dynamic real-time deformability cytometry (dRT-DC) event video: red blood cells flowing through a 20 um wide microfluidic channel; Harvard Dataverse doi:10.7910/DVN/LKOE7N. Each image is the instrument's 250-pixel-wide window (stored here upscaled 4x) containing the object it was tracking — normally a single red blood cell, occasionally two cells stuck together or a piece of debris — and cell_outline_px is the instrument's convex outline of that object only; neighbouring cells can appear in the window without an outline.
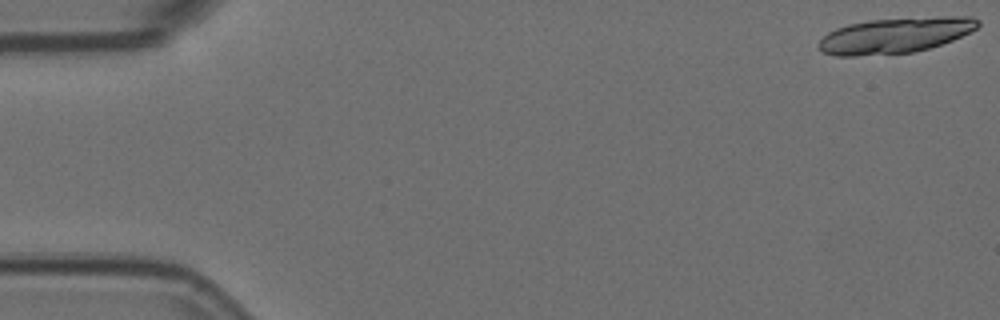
{"species": "Egyptian fruit bat (a non-hibernating species)", "species_latin": "Rousettus aegyptiacus", "temperature_condition": "room temperature", "stored_images_in_passage": 20, "camera_frame_rate_fps": 3000, "um_per_image_px": 0.085, "animal": {"sex": "female"}, "frame": {"image": 1, "passage_image": 1, "time_ms": 0.0, "image_size_px": [1000, 320], "cell_outline_px": [[980, 24], [976, 28], [952, 40], [928, 48], [912, 52], [856, 56], [836, 56], [820, 52], [816, 48], [816, 44], [828, 32], [836, 28], [848, 24], [868, 20], [940, 16], [972, 16], [980, 20]], "centroid_in_image_um": [76.03, 3.0], "position_along_channel_um": 9.0, "area_um2": 33.12}}